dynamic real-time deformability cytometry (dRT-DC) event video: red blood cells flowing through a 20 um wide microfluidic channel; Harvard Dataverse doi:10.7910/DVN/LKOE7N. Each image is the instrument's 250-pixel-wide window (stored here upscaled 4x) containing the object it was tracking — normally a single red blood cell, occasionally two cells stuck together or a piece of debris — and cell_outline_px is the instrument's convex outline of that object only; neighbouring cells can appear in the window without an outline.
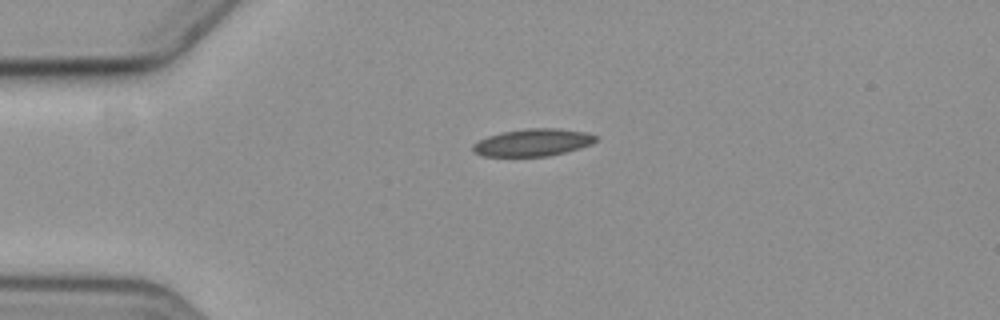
{"species": "common noctule bat (a hibernating species)", "species_latin": "Nyctalus noctula", "temperature_condition": "cold", "stored_images_in_passage": 3, "camera_frame_rate_fps": 3000, "um_per_image_px": 0.085, "animal": {"sex": "female", "body_mass_g": 19.3, "forearm_length_mm": 54.1}, "frame": {"image": 1, "passage_image": 1, "time_ms": 0.0, "image_size_px": [1000, 320], "cell_outline_px": [[596, 140], [592, 144], [580, 148], [548, 156], [484, 156], [472, 152], [472, 144], [488, 136], [504, 132], [528, 128], [556, 128], [588, 132], [596, 136]], "centroid_in_image_um": [45.29, 12.11], "position_along_channel_um": 39.7, "area_um2": 19.48}}
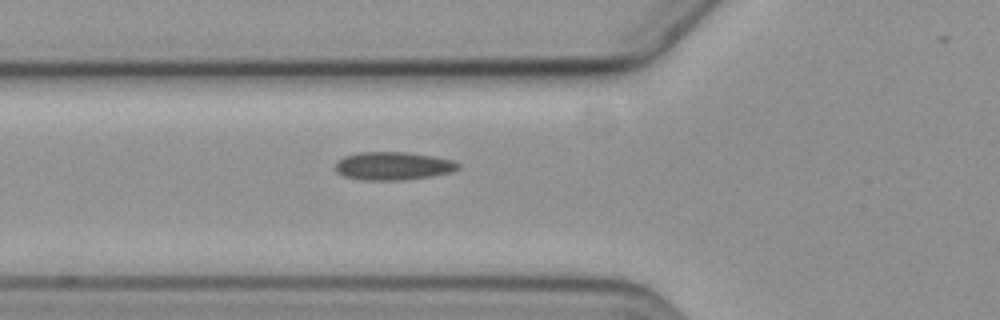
{"frame": {"image": 2, "passage_image": 3, "time_ms": 2.333, "image_size_px": [1000, 320], "cell_outline_px": [[460, 168], [452, 172], [404, 180], [364, 180], [344, 176], [336, 172], [336, 160], [344, 156], [360, 152], [408, 152], [432, 156], [452, 160], [460, 164]], "centroid_in_image_um": [33.4, 14.1], "position_along_channel_um": 92.4, "area_um2": 20.11}}